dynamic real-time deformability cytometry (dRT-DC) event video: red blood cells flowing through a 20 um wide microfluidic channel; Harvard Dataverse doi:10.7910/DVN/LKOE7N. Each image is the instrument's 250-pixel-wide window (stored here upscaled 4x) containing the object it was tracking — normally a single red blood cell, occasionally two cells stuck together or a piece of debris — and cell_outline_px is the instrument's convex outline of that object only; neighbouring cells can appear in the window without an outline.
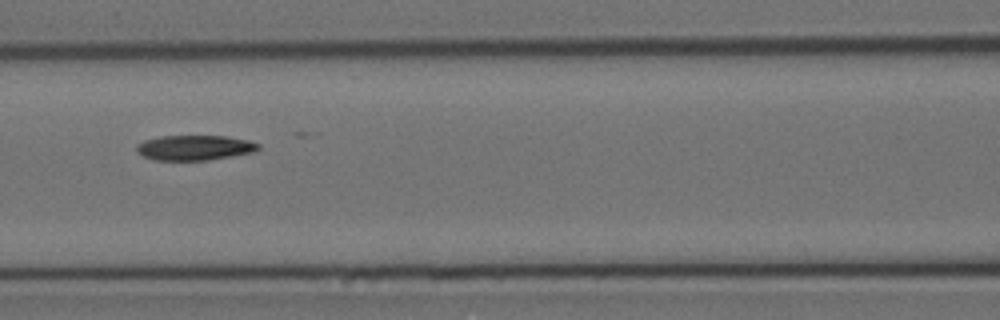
{"species": "Egyptian fruit bat (a non-hibernating species)", "species_latin": "Rousettus aegyptiacus", "temperature_condition": "cold", "stored_images_in_passage": 9, "camera_frame_rate_fps": 3000, "um_per_image_px": 0.085, "animal": {"sex": "female"}, "frame": {"image": 1, "passage_image": 6, "time_ms": 5.667, "image_size_px": [1000, 320], "cell_outline_px": [[260, 148], [256, 152], [208, 160], [152, 160], [136, 152], [136, 144], [144, 140], [160, 136], [224, 136], [248, 140], [260, 144]], "centroid_in_image_um": [16.54, 12.55], "position_along_channel_um": 150.1, "area_um2": 17.92}}
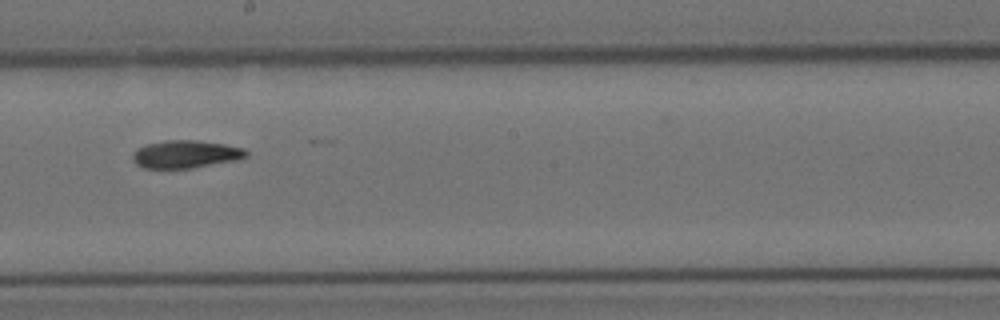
{"frame": {"image": 2, "passage_image": 8, "time_ms": 8.0, "image_size_px": [1000, 320], "cell_outline_px": [[248, 156], [236, 160], [192, 168], [144, 168], [136, 164], [132, 160], [132, 156], [140, 148], [148, 144], [168, 140], [196, 140], [224, 144], [244, 148], [248, 152]], "centroid_in_image_um": [15.82, 13.11], "position_along_channel_um": 232.4, "area_um2": 18.15}}
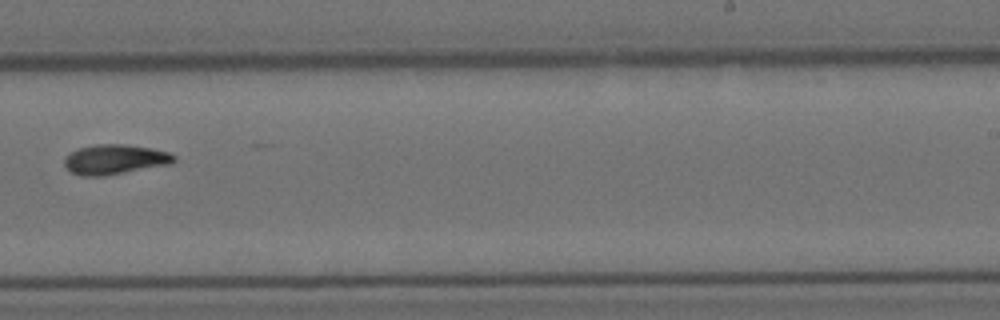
{"frame": {"image": 3, "passage_image": 9, "time_ms": 9.333, "image_size_px": [1000, 320], "cell_outline_px": [[176, 160], [172, 164], [104, 176], [80, 176], [72, 172], [64, 164], [64, 156], [80, 148], [96, 144], [124, 144], [152, 148], [168, 152], [176, 156]], "centroid_in_image_um": [9.79, 13.55], "position_along_channel_um": 279.2, "area_um2": 19.13}}